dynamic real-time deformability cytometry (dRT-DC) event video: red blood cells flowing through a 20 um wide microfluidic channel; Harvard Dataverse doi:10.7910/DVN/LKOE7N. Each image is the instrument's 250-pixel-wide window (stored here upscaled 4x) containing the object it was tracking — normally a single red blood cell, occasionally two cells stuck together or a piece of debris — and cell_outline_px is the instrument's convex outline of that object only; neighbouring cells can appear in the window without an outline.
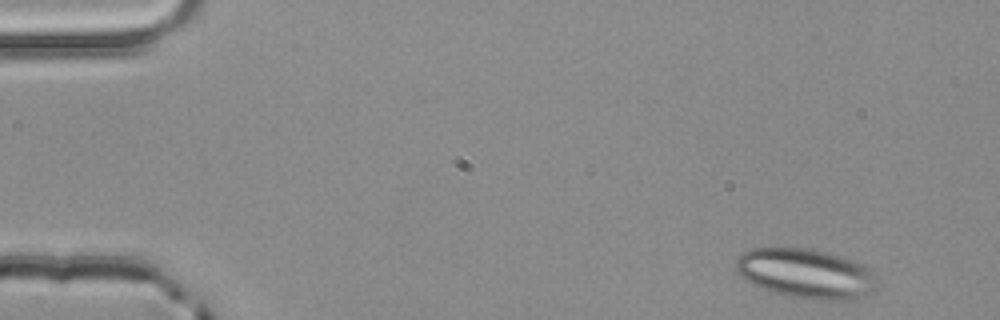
{"species": "common noctule bat (a hibernating species)", "species_latin": "Nyctalus noctula", "temperature_condition": "room temperature", "stored_images_in_passage": 3, "camera_frame_rate_fps": 3000, "um_per_image_px": 0.085, "animal": {"sex": "male", "body_mass_g": 20.4}, "frame": {"image": 1, "passage_image": 1, "time_ms": 0.0, "image_size_px": [1000, 320], "cell_outline_px": [[872, 292], [852, 300], [820, 300], [784, 296], [772, 292], [744, 280], [736, 272], [736, 260], [744, 252], [752, 248], [812, 248], [828, 252], [852, 260], [868, 268], [872, 272]], "centroid_in_image_um": [68.42, 23.25], "position_along_channel_um": 16.6, "area_um2": 40.58}}